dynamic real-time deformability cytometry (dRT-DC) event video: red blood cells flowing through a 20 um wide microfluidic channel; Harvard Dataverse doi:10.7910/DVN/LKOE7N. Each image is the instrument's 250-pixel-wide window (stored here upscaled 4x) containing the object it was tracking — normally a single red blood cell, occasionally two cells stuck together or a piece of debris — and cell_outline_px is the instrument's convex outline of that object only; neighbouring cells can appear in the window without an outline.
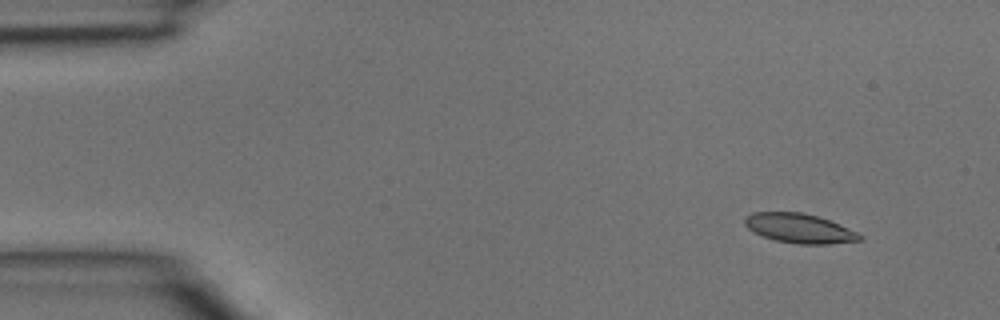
{"species": "common noctule bat (a hibernating species)", "species_latin": "Nyctalus noctula", "temperature_condition": "room temperature", "stored_images_in_passage": 4, "camera_frame_rate_fps": 3000, "um_per_image_px": 0.085, "animal": {"sex": "male", "body_mass_g": 15.6}, "frame": {"image": 1, "passage_image": 2, "time_ms": 0.333, "image_size_px": [1000, 320], "cell_outline_px": [[864, 240], [828, 244], [800, 244], [776, 240], [764, 236], [748, 228], [744, 224], [744, 216], [752, 212], [804, 212], [840, 224], [864, 236]], "centroid_in_image_um": [67.96, 19.4], "position_along_channel_um": 17.0, "area_um2": 19.65}}
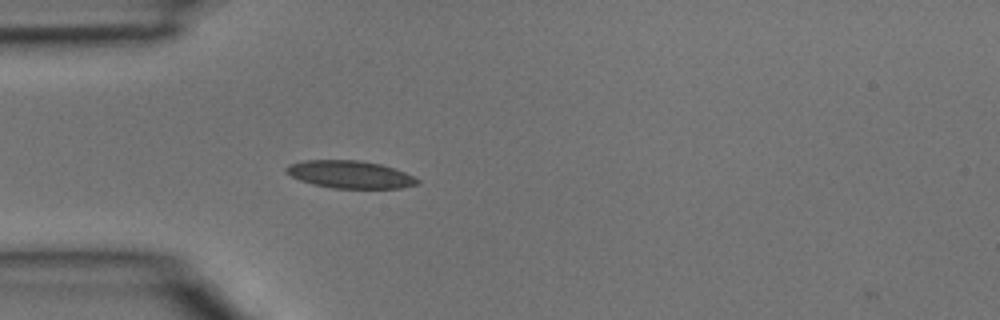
{"frame": {"image": 2, "passage_image": 4, "time_ms": 1.0, "image_size_px": [1000, 320], "cell_outline_px": [[420, 184], [404, 188], [332, 188], [312, 184], [300, 180], [284, 172], [284, 168], [288, 164], [304, 160], [356, 160], [380, 164], [404, 172], [420, 180]], "centroid_in_image_um": [29.72, 14.83], "position_along_channel_um": 55.3, "area_um2": 21.1}}